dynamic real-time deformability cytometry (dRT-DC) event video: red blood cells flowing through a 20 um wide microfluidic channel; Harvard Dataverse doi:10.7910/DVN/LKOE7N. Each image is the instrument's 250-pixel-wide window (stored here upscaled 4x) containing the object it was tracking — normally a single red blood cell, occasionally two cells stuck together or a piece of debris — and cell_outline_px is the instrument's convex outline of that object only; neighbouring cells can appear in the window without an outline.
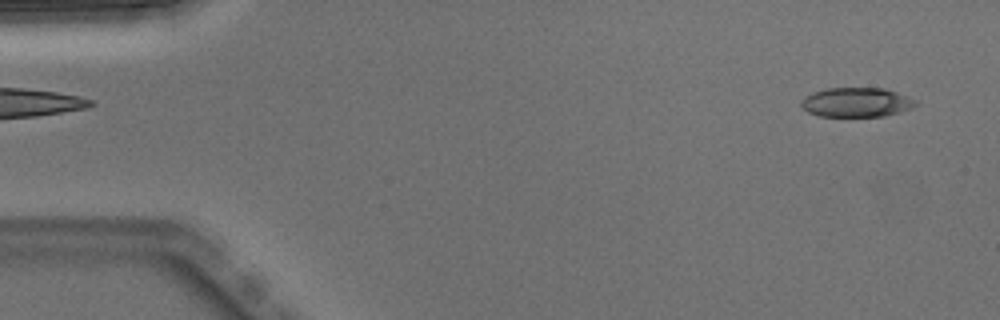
{"species": "Egyptian fruit bat (a non-hibernating species)", "species_latin": "Rousettus aegyptiacus", "temperature_condition": "warm", "stored_images_in_passage": 4, "segment_of_instrument_passage": [2, 2], "camera_frame_rate_fps": 3000, "um_per_image_px": 0.085, "animal": {"sex": "male"}, "frame": {"image": 1, "passage_image": 4, "time_ms": 1.0, "image_size_px": [1000, 320], "cell_outline_px": [[920, 104], [912, 108], [900, 112], [884, 116], [820, 116], [808, 112], [800, 104], [800, 100], [812, 92], [828, 88], [884, 88], [896, 92], [916, 100]], "centroid_in_image_um": [72.81, 8.69], "position_along_channel_um": 12.2, "area_um2": 19.65}}